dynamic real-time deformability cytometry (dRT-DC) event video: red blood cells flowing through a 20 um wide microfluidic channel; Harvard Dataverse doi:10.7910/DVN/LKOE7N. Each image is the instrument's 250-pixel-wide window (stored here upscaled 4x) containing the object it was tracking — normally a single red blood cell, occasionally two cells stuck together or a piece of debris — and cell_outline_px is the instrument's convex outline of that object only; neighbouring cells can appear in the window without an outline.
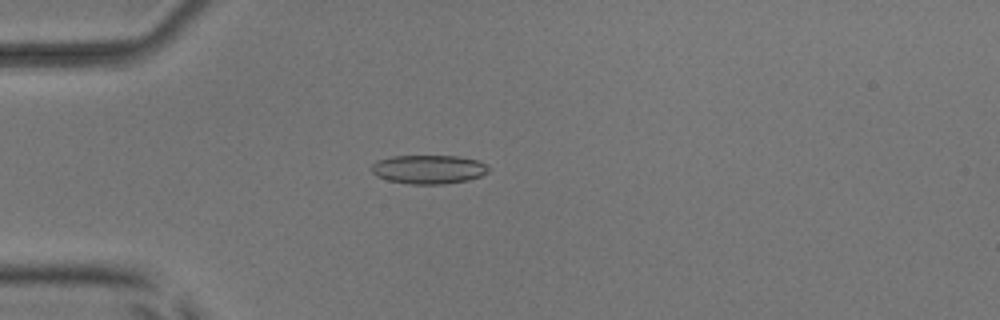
{"species": "common noctule bat (a hibernating species)", "species_latin": "Nyctalus noctula", "temperature_condition": "room temperature", "stored_images_in_passage": 2, "camera_frame_rate_fps": 3000, "um_per_image_px": 0.085, "animal": {"sex": "male", "body_mass_g": 17.9, "forearm_length_mm": 54.2}, "frame": {"image": 1, "passage_image": 2, "time_ms": 2.0, "image_size_px": [1000, 320], "cell_outline_px": [[492, 168], [488, 172], [480, 176], [468, 180], [444, 184], [412, 184], [388, 180], [376, 176], [372, 172], [372, 164], [376, 160], [392, 156], [456, 156], [480, 160]], "centroid_in_image_um": [36.46, 14.39], "position_along_channel_um": 48.5, "area_um2": 19.83}}